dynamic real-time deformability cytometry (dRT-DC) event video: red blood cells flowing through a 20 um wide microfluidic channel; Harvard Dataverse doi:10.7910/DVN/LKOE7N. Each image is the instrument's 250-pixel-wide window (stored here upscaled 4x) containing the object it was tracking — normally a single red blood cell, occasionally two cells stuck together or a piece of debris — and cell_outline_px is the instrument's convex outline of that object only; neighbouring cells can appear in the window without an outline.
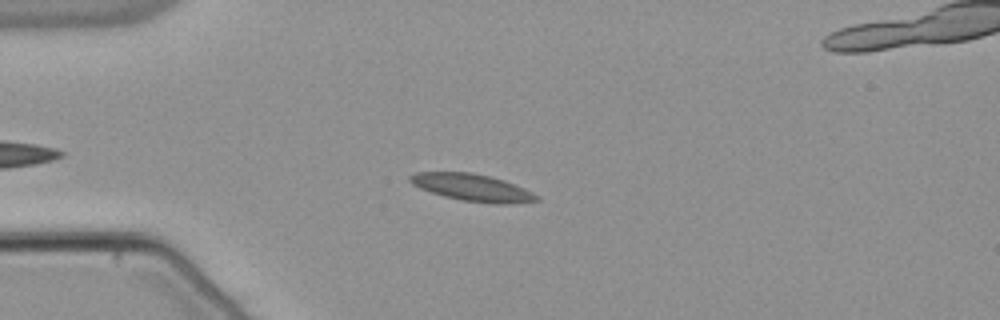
{"species": "common noctule bat (a hibernating species)", "species_latin": "Nyctalus noctula", "temperature_condition": "warm", "stored_images_in_passage": 45, "camera_frame_rate_fps": 3000, "um_per_image_px": 0.085, "animal": {"sex": "male", "body_mass_g": 21.5, "forearm_length_mm": 52.0}, "frame": {"image": 1, "passage_image": 9, "time_ms": 2.667, "image_size_px": [1000, 320], "cell_outline_px": [[540, 200], [508, 204], [492, 204], [460, 200], [444, 196], [420, 188], [412, 184], [408, 180], [408, 176], [416, 172], [472, 172], [504, 180], [524, 188], [540, 196]], "centroid_in_image_um": [40.15, 15.94], "position_along_channel_um": 44.9, "area_um2": 20.06}}
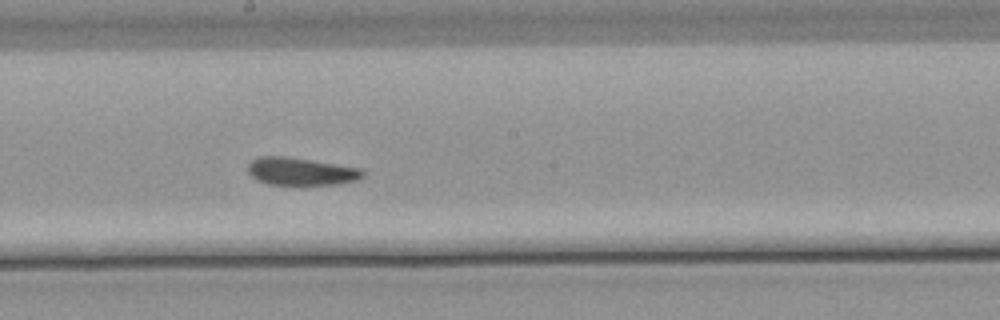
{"frame": {"image": 2, "passage_image": 25, "time_ms": 8.0, "image_size_px": [1000, 320], "cell_outline_px": [[364, 176], [356, 180], [340, 184], [300, 188], [268, 184], [256, 180], [248, 172], [248, 164], [256, 156], [288, 156], [360, 168], [364, 172]], "centroid_in_image_um": [25.56, 14.62], "position_along_channel_um": 222.6, "area_um2": 19.54}}
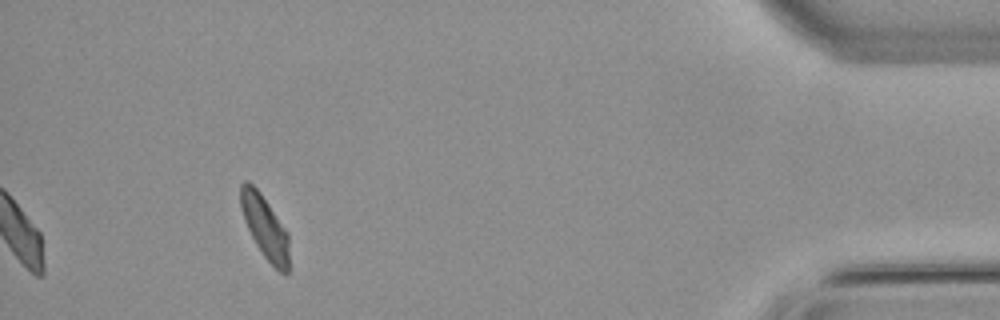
{"frame": {"image": 3, "passage_image": 45, "time_ms": 14.667, "image_size_px": [1000, 320], "cell_outline_px": [[288, 272], [280, 272], [264, 256], [256, 244], [244, 220], [240, 208], [240, 184], [244, 180], [248, 180], [260, 192], [288, 232]], "centroid_in_image_um": [22.49, 19.24], "position_along_channel_um": 412.7, "area_um2": 17.51}, "authors_computed_cell_mechanics": {"area_um2": 18.9584, "velocity_mm_per_s": 3.7748, "shape_relaxation_time_tau1_ms": null, "shape_relaxation_time_tau2_ms": 3.2988, "deformation_change_tau1": null, "deformation_change_tau2": 0.0692}}